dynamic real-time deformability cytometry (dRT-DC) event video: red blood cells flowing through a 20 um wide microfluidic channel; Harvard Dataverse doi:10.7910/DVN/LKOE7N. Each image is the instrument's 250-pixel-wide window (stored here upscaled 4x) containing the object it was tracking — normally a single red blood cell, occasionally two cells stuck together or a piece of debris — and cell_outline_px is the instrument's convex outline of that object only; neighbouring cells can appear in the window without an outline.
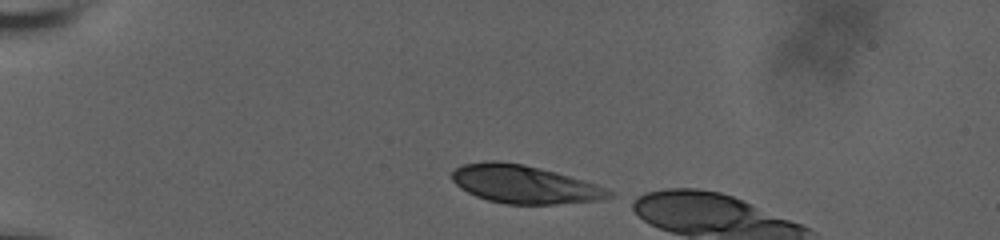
{"species": "human", "species_latin": "Homo sapiens", "temperature_condition": "room temperature", "stored_images_in_passage": 28, "camera_frame_rate_fps": 3000, "um_per_image_px": 0.085, "donor": {"sex": "male"}, "frame": {"image": 1, "passage_image": 1, "time_ms": 0.0, "image_size_px": [1000, 240], "cell_outline_px": [[616, 196], [604, 200], [552, 204], [504, 204], [488, 200], [476, 196], [460, 188], [452, 180], [452, 172], [460, 164], [484, 160], [496, 160], [524, 164], [556, 172], [584, 180], [608, 188], [616, 192]], "centroid_in_image_um": [44.61, 15.66], "position_along_channel_um": 40.4, "area_um2": 35.37}}
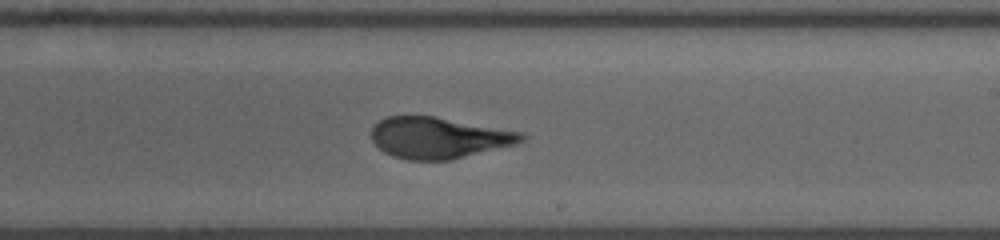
{"frame": {"image": 2, "passage_image": 16, "time_ms": 7.333, "image_size_px": [1000, 240], "cell_outline_px": [[528, 136], [524, 140], [516, 144], [452, 160], [408, 160], [392, 156], [384, 152], [372, 140], [372, 124], [388, 116], [436, 116], [524, 132]], "centroid_in_image_um": [37.32, 11.71], "position_along_channel_um": 251.7, "area_um2": 36.36}}
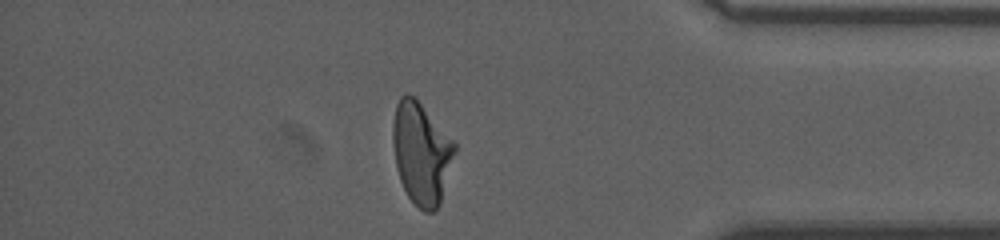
{"frame": {"image": 3, "passage_image": 27, "time_ms": 12.0, "image_size_px": [1000, 240], "cell_outline_px": [[456, 152], [440, 204], [432, 212], [424, 212], [408, 196], [400, 180], [396, 168], [392, 140], [392, 120], [396, 104], [400, 96], [404, 92], [408, 92], [416, 96], [456, 144]], "centroid_in_image_um": [35.8, 12.95], "position_along_channel_um": 399.4, "area_um2": 37.17}}